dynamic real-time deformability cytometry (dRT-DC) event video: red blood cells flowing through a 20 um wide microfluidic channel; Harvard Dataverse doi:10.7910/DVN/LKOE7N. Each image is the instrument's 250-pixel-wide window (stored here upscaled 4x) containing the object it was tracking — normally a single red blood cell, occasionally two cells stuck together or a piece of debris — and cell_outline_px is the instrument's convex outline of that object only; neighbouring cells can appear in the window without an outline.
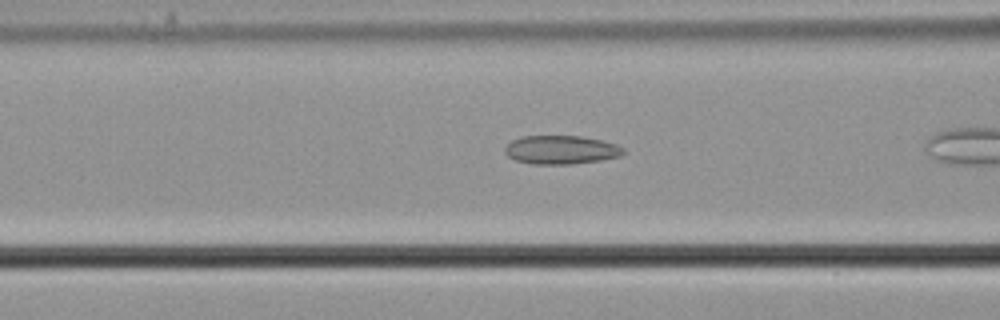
{"species": "common noctule bat (a hibernating species)", "species_latin": "Nyctalus noctula", "temperature_condition": "cold", "stored_images_in_passage": 12, "camera_frame_rate_fps": 3000, "um_per_image_px": 0.085, "animal": {"sex": "male", "body_mass_g": 21.5, "forearm_length_mm": 52.0}, "frame": {"image": 1, "passage_image": 6, "time_ms": 1.667, "image_size_px": [1000, 320], "cell_outline_px": [[624, 152], [620, 156], [600, 160], [572, 164], [532, 164], [516, 160], [508, 156], [504, 152], [504, 148], [512, 140], [524, 136], [580, 136], [600, 140], [616, 144], [624, 148]], "centroid_in_image_um": [47.68, 12.74], "position_along_channel_um": 118.9, "area_um2": 19.65}}
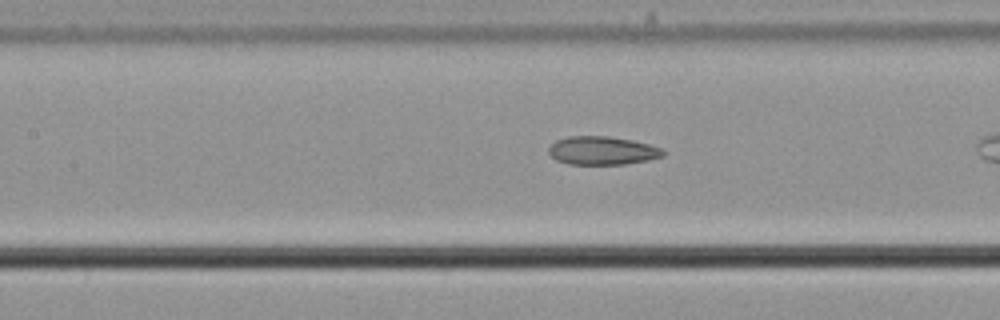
{"frame": {"image": 2, "passage_image": 9, "time_ms": 2.667, "image_size_px": [1000, 320], "cell_outline_px": [[668, 152], [664, 156], [648, 160], [624, 164], [568, 164], [556, 160], [548, 152], [548, 148], [556, 140], [568, 136], [608, 136], [632, 140], [648, 144], [660, 148]], "centroid_in_image_um": [51.2, 12.8], "position_along_channel_um": 156.2, "area_um2": 18.96}}